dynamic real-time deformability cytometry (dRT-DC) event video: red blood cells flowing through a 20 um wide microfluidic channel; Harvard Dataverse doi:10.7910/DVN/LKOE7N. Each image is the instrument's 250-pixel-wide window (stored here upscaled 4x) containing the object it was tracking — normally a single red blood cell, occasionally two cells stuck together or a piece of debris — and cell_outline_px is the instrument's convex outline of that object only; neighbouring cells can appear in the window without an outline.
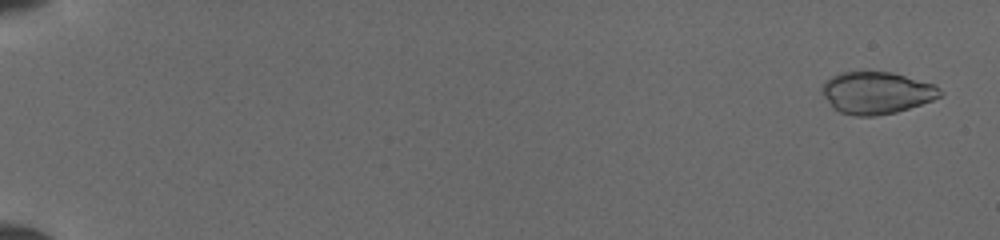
{"species": "common noctule bat (a hibernating species)", "species_latin": "Nyctalus noctula", "temperature_condition": "cold", "stored_images_in_passage": 24, "camera_frame_rate_fps": 3000, "um_per_image_px": 0.085, "animal": {"sex": "female", "body_mass_g": 19.5, "forearm_length_mm": 54.1}, "frame": {"image": 1, "passage_image": 2, "time_ms": 0.333, "image_size_px": [1000, 240], "cell_outline_px": [[944, 92], [940, 96], [932, 100], [896, 112], [872, 116], [856, 116], [840, 112], [832, 108], [820, 92], [820, 88], [832, 76], [844, 72], [892, 72], [936, 84]], "centroid_in_image_um": [74.51, 7.89], "position_along_channel_um": 10.5, "area_um2": 28.96}}
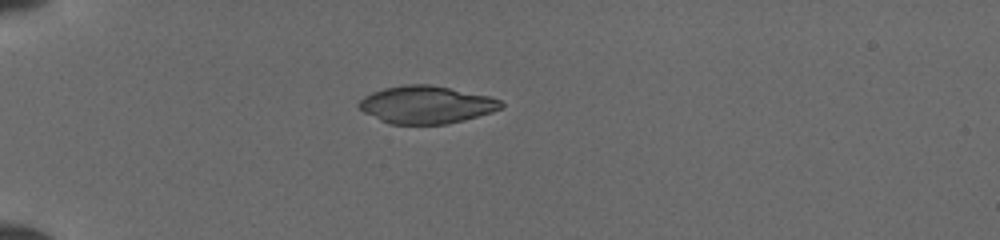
{"frame": {"image": 2, "passage_image": 12, "time_ms": 5.0, "image_size_px": [1000, 240], "cell_outline_px": [[504, 104], [500, 108], [492, 112], [444, 124], [388, 124], [364, 112], [356, 104], [364, 96], [372, 92], [384, 88], [404, 84], [432, 84], [488, 96], [500, 100]], "centroid_in_image_um": [36.19, 8.89], "position_along_channel_um": 48.8, "area_um2": 30.92}}
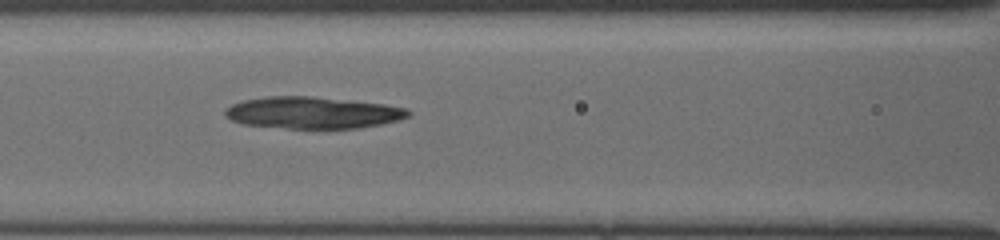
{"frame": {"image": 3, "passage_image": 22, "time_ms": 8.0, "image_size_px": [1000, 240], "cell_outline_px": [[412, 112], [408, 116], [400, 120], [380, 124], [356, 128], [288, 128], [244, 124], [232, 120], [224, 116], [224, 112], [232, 104], [244, 100], [264, 96], [312, 96], [384, 104], [408, 108]], "centroid_in_image_um": [26.59, 9.57], "position_along_channel_um": 140.0, "area_um2": 33.81}}